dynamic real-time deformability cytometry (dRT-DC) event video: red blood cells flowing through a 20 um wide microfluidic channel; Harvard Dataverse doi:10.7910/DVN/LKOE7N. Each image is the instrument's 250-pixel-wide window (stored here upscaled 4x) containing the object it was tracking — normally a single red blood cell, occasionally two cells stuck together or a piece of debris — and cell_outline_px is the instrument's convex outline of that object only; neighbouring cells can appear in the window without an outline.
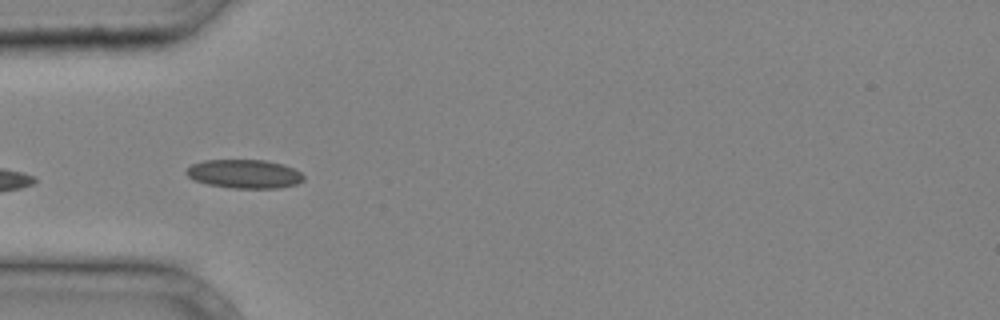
{"species": "common noctule bat (a hibernating species)", "species_latin": "Nyctalus noctula", "temperature_condition": "cold", "stored_images_in_passage": 21, "camera_frame_rate_fps": 3000, "um_per_image_px": 0.085, "animal": {"sex": "male", "body_mass_g": 20.4}, "frame": {"image": 1, "passage_image": 1, "time_ms": 0.0, "image_size_px": [1000, 320], "cell_outline_px": [[304, 180], [296, 184], [280, 188], [232, 188], [208, 184], [192, 180], [184, 172], [192, 164], [204, 160], [264, 160], [284, 164], [300, 172], [304, 176]], "centroid_in_image_um": [20.76, 14.78], "position_along_channel_um": 64.2, "area_um2": 19.71}}